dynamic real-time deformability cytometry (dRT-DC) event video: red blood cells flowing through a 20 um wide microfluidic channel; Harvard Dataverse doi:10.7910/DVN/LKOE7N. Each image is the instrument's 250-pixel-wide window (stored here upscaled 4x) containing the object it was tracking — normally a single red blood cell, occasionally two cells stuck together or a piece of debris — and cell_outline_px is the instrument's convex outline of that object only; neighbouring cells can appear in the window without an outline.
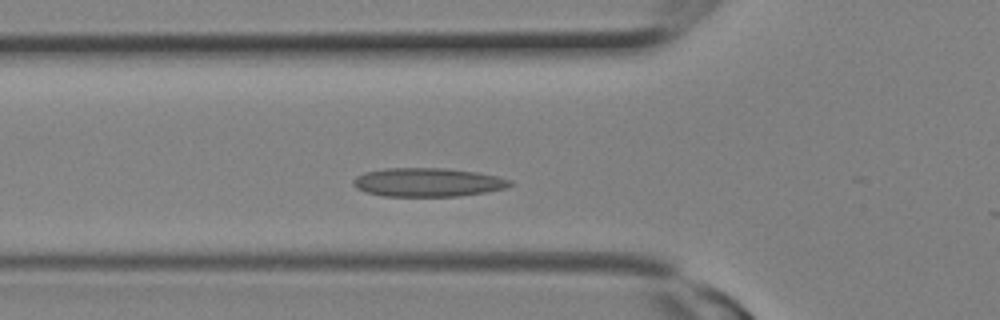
{"species": "Egyptian fruit bat (a non-hibernating species)", "species_latin": "Rousettus aegyptiacus", "temperature_condition": "room temperature", "stored_images_in_passage": 22, "camera_frame_rate_fps": 3000, "um_per_image_px": 0.085, "animal": {"sex": "female"}, "frame": {"image": 1, "passage_image": 6, "time_ms": 1.667, "image_size_px": [1000, 320], "cell_outline_px": [[512, 184], [504, 188], [484, 192], [460, 196], [384, 196], [364, 192], [356, 188], [352, 184], [352, 180], [356, 176], [364, 172], [384, 168], [444, 168], [480, 172], [512, 180]], "centroid_in_image_um": [36.32, 15.49], "position_along_channel_um": 89.5, "area_um2": 26.36}}
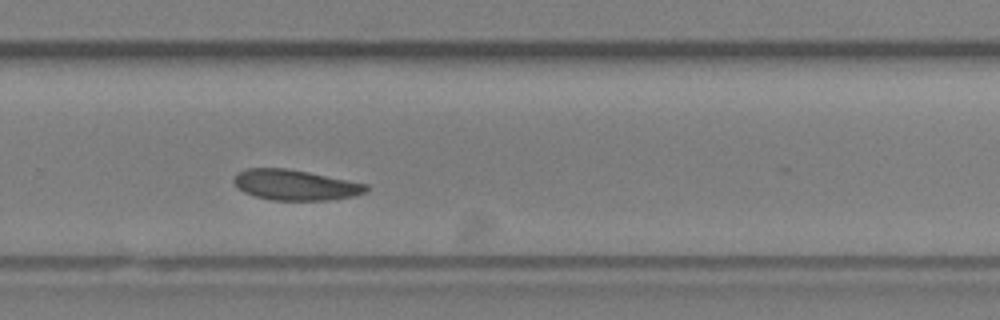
{"frame": {"image": 2, "passage_image": 14, "time_ms": 4.333, "image_size_px": [1000, 320], "cell_outline_px": [[368, 188], [364, 192], [356, 196], [328, 200], [272, 200], [256, 196], [244, 192], [232, 180], [236, 172], [244, 168], [288, 168], [368, 184]], "centroid_in_image_um": [25.08, 15.71], "position_along_channel_um": 304.7, "area_um2": 23.47}}
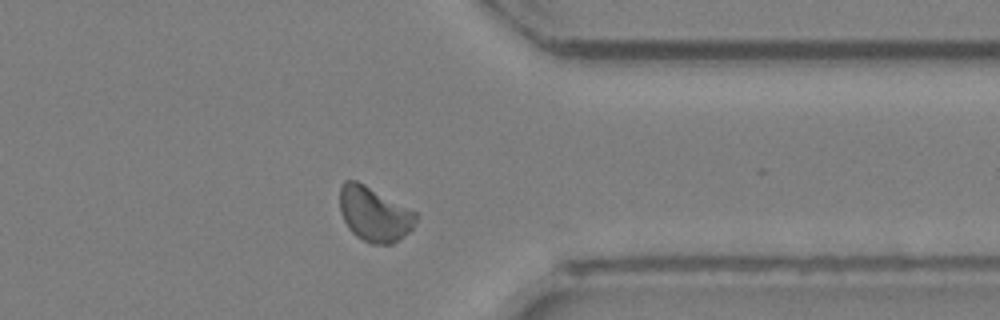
{"frame": {"image": 3, "passage_image": 17, "time_ms": 5.333, "image_size_px": [1000, 320], "cell_outline_px": [[416, 220], [412, 228], [404, 236], [392, 244], [372, 244], [356, 236], [348, 228], [340, 212], [340, 188], [344, 180], [356, 180], [364, 184], [416, 212]], "centroid_in_image_um": [31.79, 18.2], "position_along_channel_um": 379.6, "area_um2": 23.99}}